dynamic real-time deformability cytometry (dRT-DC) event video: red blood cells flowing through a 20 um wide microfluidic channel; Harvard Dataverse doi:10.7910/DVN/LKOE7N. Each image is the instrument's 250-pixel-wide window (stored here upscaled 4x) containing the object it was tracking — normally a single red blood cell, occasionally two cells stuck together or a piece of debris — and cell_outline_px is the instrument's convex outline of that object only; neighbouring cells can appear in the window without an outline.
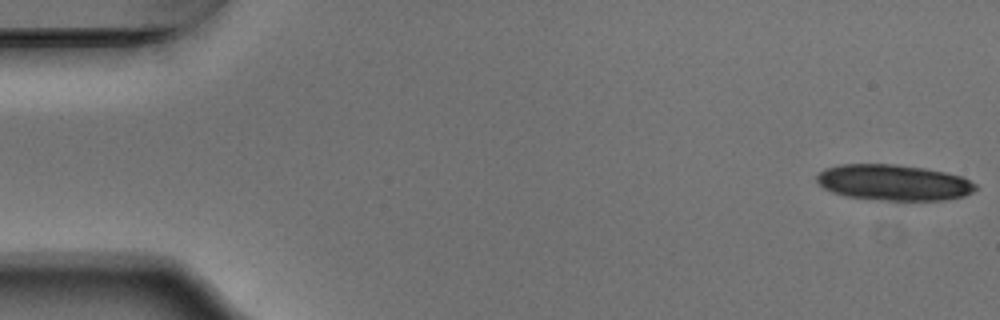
{"species": "Egyptian fruit bat (a non-hibernating species)", "species_latin": "Rousettus aegyptiacus", "temperature_condition": "warm", "stored_images_in_passage": 16, "camera_frame_rate_fps": 3000, "um_per_image_px": 0.085, "animal": {"sex": "male"}, "frame": {"image": 1, "passage_image": 1, "time_ms": 0.0, "image_size_px": [1000, 320], "cell_outline_px": [[980, 188], [964, 196], [944, 200], [880, 200], [844, 196], [832, 192], [824, 188], [816, 180], [816, 176], [824, 168], [840, 164], [896, 164], [924, 168], [944, 172], [960, 176], [976, 184]], "centroid_in_image_um": [75.94, 15.51], "position_along_channel_um": 9.1, "area_um2": 33.29}}